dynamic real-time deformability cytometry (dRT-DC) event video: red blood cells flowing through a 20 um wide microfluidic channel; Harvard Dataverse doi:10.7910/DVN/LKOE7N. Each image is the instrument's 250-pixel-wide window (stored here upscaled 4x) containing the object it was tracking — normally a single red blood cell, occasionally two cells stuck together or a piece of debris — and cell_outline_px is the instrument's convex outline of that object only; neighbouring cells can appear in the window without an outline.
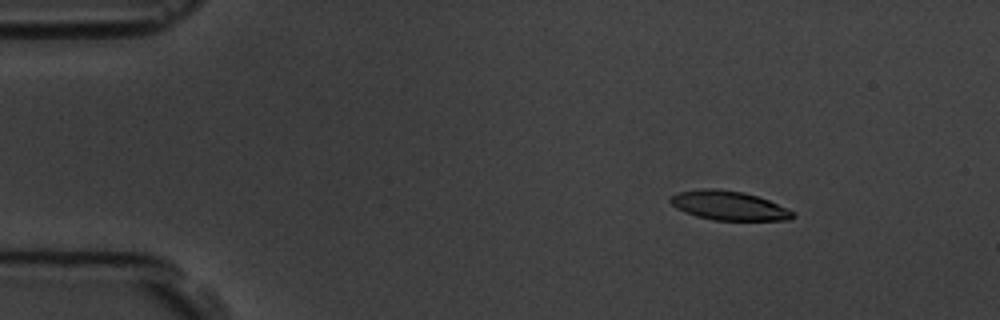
{"species": "common noctule bat (a hibernating species)", "species_latin": "Nyctalus noctula", "temperature_condition": "room temperature", "stored_images_in_passage": 3, "camera_frame_rate_fps": 3000, "um_per_image_px": 0.085, "animal": {"sex": "male", "body_mass_g": 19.5, "forearm_length_mm": 54.6}, "frame": {"image": 1, "passage_image": 1, "time_ms": 0.0, "image_size_px": [1000, 320], "cell_outline_px": [[796, 216], [792, 220], [712, 220], [696, 216], [684, 212], [676, 208], [668, 200], [668, 196], [680, 192], [704, 188], [716, 188], [744, 192], [768, 200], [792, 212]], "centroid_in_image_um": [61.89, 17.47], "position_along_channel_um": 23.1, "area_um2": 20.75}}